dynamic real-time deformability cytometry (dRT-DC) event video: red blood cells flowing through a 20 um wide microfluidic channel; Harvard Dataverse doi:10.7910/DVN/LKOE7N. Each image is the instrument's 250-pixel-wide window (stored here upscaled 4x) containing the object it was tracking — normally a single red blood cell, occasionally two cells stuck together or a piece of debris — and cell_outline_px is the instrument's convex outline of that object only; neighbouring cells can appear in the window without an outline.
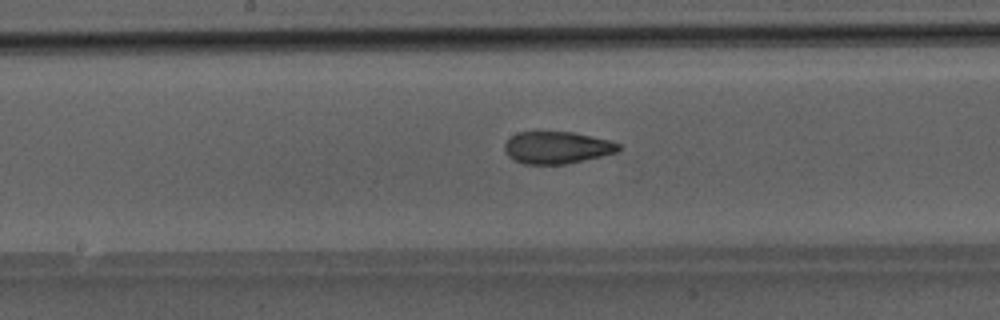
{"species": "Egyptian fruit bat (a non-hibernating species)", "species_latin": "Rousettus aegyptiacus", "temperature_condition": "room temperature", "stored_images_in_passage": 47, "camera_frame_rate_fps": 3000, "um_per_image_px": 0.085, "animal": {"sex": "male"}, "frame": {"image": 1, "passage_image": 24, "time_ms": 7.667, "image_size_px": [1000, 320], "cell_outline_px": [[624, 148], [620, 152], [564, 164], [524, 164], [508, 156], [504, 148], [504, 144], [516, 132], [572, 132], [612, 140], [620, 144]], "centroid_in_image_um": [47.4, 12.54], "position_along_channel_um": 200.8, "area_um2": 21.44}}
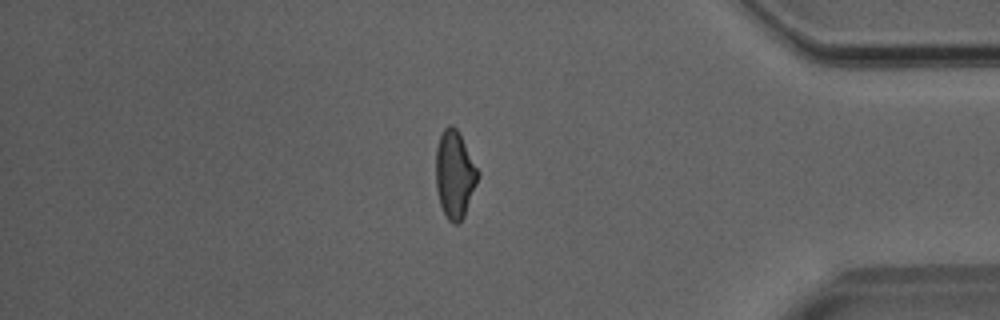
{"frame": {"image": 2, "passage_image": 40, "time_ms": 13.0, "image_size_px": [1000, 320], "cell_outline_px": [[480, 176], [464, 216], [456, 224], [452, 224], [448, 220], [440, 204], [436, 188], [436, 148], [440, 136], [444, 128], [448, 124], [452, 124], [460, 132], [480, 172]], "centroid_in_image_um": [38.66, 14.79], "position_along_channel_um": 396.5, "area_um2": 21.68}}
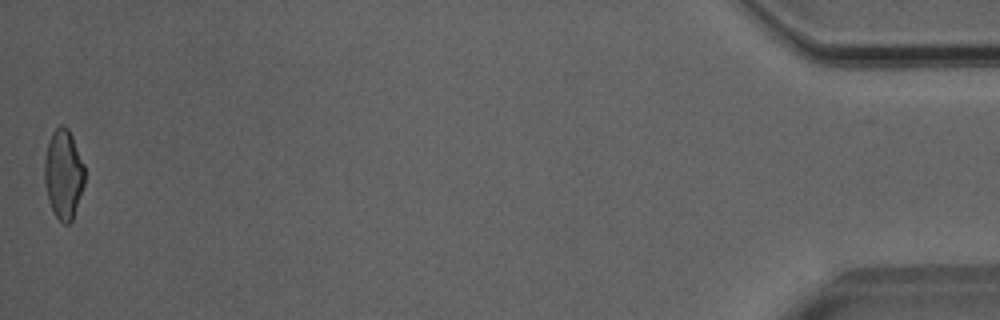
{"frame": {"image": 3, "passage_image": 47, "time_ms": 15.333, "image_size_px": [1000, 320], "cell_outline_px": [[84, 184], [72, 220], [68, 224], [64, 224], [56, 216], [48, 200], [44, 180], [44, 160], [48, 140], [52, 132], [60, 124], [64, 124], [68, 128], [72, 136], [84, 164]], "centroid_in_image_um": [5.38, 14.76], "position_along_channel_um": 429.8, "area_um2": 20.92}}